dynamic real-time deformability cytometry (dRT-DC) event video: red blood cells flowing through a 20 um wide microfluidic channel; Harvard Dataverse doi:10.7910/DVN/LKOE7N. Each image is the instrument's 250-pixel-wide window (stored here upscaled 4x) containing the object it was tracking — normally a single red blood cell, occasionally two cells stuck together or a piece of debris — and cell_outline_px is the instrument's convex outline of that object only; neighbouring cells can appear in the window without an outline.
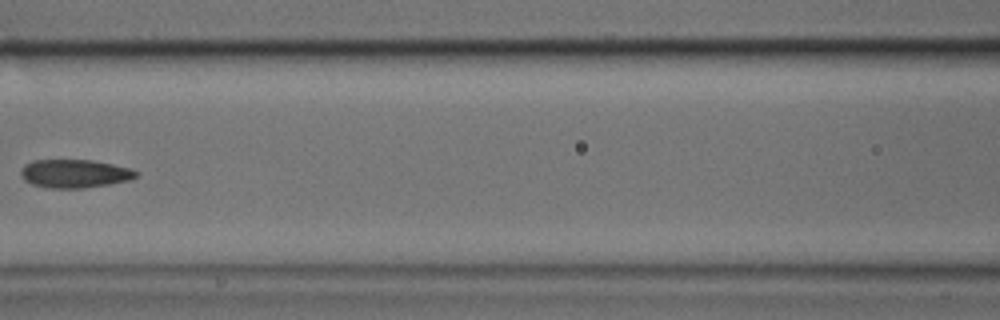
{"species": "common noctule bat (a hibernating species)", "species_latin": "Nyctalus noctula", "temperature_condition": "cold", "stored_images_in_passage": 5, "camera_frame_rate_fps": 3000, "um_per_image_px": 0.085, "animal": {"sex": "male", "body_mass_g": 17.9, "forearm_length_mm": 54.2}, "frame": {"image": 1, "passage_image": 5, "time_ms": 1.333, "image_size_px": [1000, 320], "cell_outline_px": [[140, 172], [136, 176], [128, 180], [108, 184], [84, 188], [48, 188], [32, 184], [24, 180], [20, 172], [24, 164], [32, 160], [92, 160], [132, 168]], "centroid_in_image_um": [6.34, 14.75], "position_along_channel_um": 160.3, "area_um2": 19.07}}